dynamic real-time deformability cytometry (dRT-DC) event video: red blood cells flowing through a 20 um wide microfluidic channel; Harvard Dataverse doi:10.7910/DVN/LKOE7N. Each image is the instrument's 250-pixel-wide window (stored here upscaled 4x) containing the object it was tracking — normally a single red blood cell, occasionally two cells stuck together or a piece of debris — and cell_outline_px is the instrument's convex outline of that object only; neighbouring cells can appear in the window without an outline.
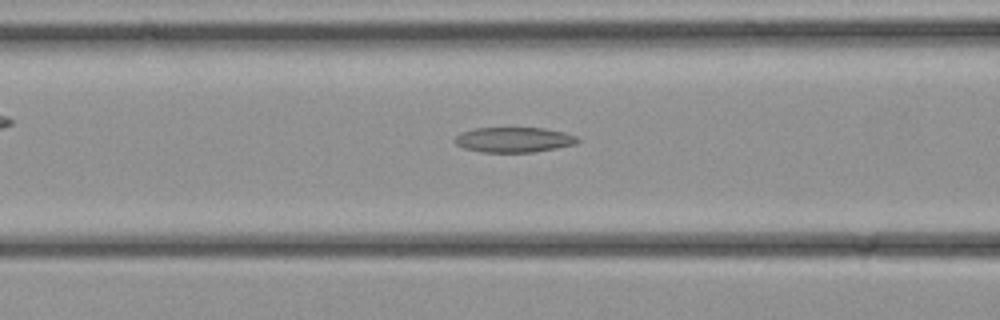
{"species": "common noctule bat (a hibernating species)", "species_latin": "Nyctalus noctula", "temperature_condition": "cold", "stored_images_in_passage": 34, "camera_frame_rate_fps": 3000, "um_per_image_px": 0.085, "animal": {"sex": "female", "body_mass_g": 21.9}, "frame": {"image": 1, "passage_image": 14, "time_ms": 4.333, "image_size_px": [1000, 320], "cell_outline_px": [[580, 140], [576, 144], [536, 152], [480, 152], [464, 148], [456, 144], [452, 140], [460, 132], [476, 128], [544, 128], [564, 132], [576, 136]], "centroid_in_image_um": [43.66, 11.88], "position_along_channel_um": 122.9, "area_um2": 18.09}}
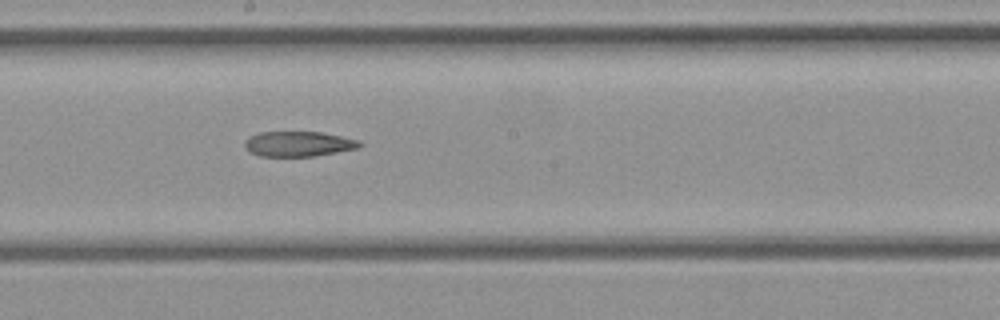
{"frame": {"image": 2, "passage_image": 19, "time_ms": 6.0, "image_size_px": [1000, 320], "cell_outline_px": [[364, 144], [360, 148], [316, 156], [260, 156], [248, 152], [244, 144], [244, 140], [248, 136], [260, 132], [320, 132], [360, 140]], "centroid_in_image_um": [25.37, 12.23], "position_along_channel_um": 222.8, "area_um2": 17.05}}
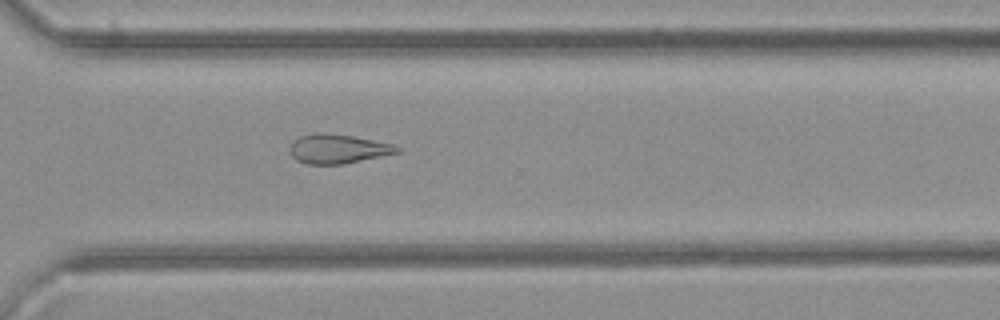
{"frame": {"image": 3, "passage_image": 25, "time_ms": 8.0, "image_size_px": [1000, 320], "cell_outline_px": [[400, 152], [344, 164], [308, 164], [296, 160], [292, 156], [288, 148], [292, 140], [300, 136], [312, 132], [324, 132], [352, 136], [392, 144], [400, 148]], "centroid_in_image_um": [28.65, 12.64], "position_along_channel_um": 341.9, "area_um2": 18.38}}